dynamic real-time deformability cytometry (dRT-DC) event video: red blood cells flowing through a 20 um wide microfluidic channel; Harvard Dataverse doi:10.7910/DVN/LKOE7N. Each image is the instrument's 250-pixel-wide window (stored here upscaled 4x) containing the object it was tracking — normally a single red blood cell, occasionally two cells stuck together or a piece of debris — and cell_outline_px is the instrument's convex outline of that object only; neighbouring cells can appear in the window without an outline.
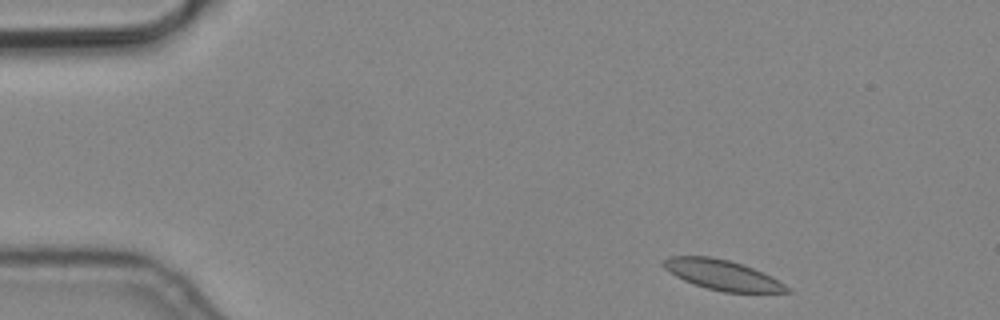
{"species": "common noctule bat (a hibernating species)", "species_latin": "Nyctalus noctula", "temperature_condition": "cold", "stored_images_in_passage": 3, "camera_frame_rate_fps": 3000, "um_per_image_px": 0.085, "animal": {"sex": "male", "body_mass_g": 19.2, "forearm_length_mm": 51.8}, "frame": {"image": 1, "passage_image": 1, "time_ms": 0.0, "image_size_px": [1000, 320], "cell_outline_px": [[792, 292], [724, 292], [708, 288], [684, 280], [668, 272], [660, 264], [660, 260], [668, 256], [708, 256], [728, 260], [744, 264], [764, 272], [784, 284]], "centroid_in_image_um": [61.35, 23.34], "position_along_channel_um": 23.7, "area_um2": 21.62}}